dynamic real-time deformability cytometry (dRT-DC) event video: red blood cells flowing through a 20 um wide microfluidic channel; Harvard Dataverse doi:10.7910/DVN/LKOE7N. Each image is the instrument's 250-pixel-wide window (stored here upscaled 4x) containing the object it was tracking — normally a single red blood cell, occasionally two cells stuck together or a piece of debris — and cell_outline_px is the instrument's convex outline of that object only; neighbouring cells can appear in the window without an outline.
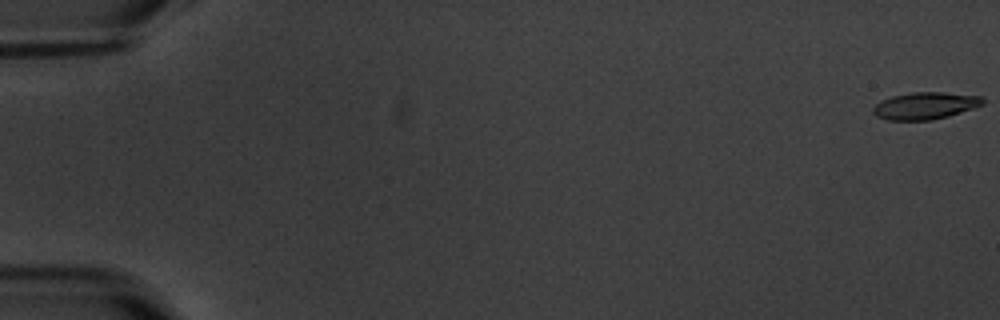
{"species": "common noctule bat (a hibernating species)", "species_latin": "Nyctalus noctula", "temperature_condition": "warm", "stored_images_in_passage": 6, "camera_frame_rate_fps": 3000, "um_per_image_px": 0.085, "animal": {"sex": "male", "body_mass_g": 20.1, "forearm_length_mm": 53.5}, "frame": {"image": 1, "passage_image": 1, "time_ms": 0.0, "image_size_px": [1000, 320], "cell_outline_px": [[984, 104], [948, 116], [932, 120], [888, 120], [876, 116], [872, 112], [872, 108], [880, 100], [892, 96], [912, 92], [944, 92], [984, 96]], "centroid_in_image_um": [78.63, 8.98], "position_along_channel_um": 6.4, "area_um2": 17.4}}
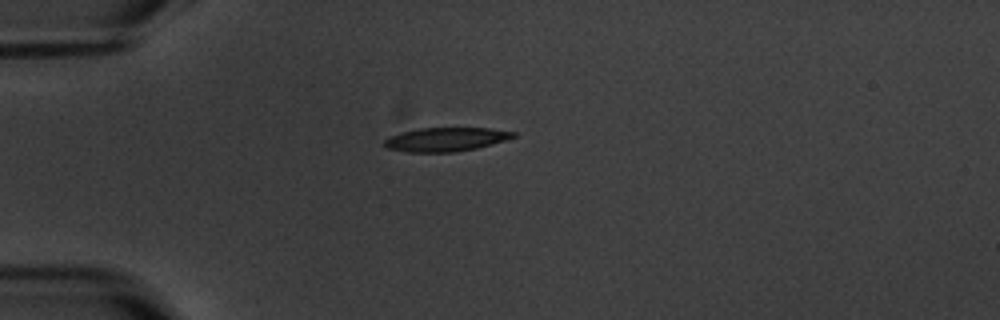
{"frame": {"image": 2, "passage_image": 5, "time_ms": 5.333, "image_size_px": [1000, 320], "cell_outline_px": [[516, 136], [504, 140], [476, 148], [456, 152], [408, 152], [388, 148], [384, 144], [384, 140], [388, 136], [400, 132], [420, 128], [488, 128], [516, 132]], "centroid_in_image_um": [37.86, 11.84], "position_along_channel_um": 47.1, "area_um2": 17.8}}